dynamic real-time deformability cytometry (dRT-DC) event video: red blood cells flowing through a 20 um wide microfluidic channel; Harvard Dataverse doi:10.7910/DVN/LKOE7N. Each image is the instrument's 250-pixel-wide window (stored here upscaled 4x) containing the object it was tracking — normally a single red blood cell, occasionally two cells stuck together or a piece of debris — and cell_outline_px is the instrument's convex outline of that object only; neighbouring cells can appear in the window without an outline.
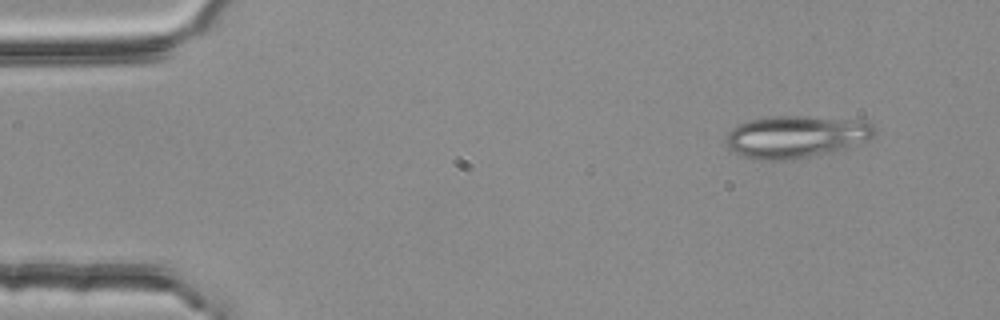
{"species": "common noctule bat (a hibernating species)", "species_latin": "Nyctalus noctula", "temperature_condition": "room temperature", "stored_images_in_passage": 4, "camera_frame_rate_fps": 3000, "um_per_image_px": 0.085, "animal": {"sex": "female", "body_mass_g": 25.1}, "frame": {"image": 1, "passage_image": 1, "time_ms": 0.0, "image_size_px": [1000, 320], "cell_outline_px": [[876, 132], [872, 140], [848, 148], [788, 160], [756, 160], [740, 156], [728, 148], [724, 140], [724, 136], [736, 124], [748, 120], [772, 116], [804, 116], [864, 120], [872, 124]], "centroid_in_image_um": [67.64, 11.61], "position_along_channel_um": 17.4, "area_um2": 37.22}}